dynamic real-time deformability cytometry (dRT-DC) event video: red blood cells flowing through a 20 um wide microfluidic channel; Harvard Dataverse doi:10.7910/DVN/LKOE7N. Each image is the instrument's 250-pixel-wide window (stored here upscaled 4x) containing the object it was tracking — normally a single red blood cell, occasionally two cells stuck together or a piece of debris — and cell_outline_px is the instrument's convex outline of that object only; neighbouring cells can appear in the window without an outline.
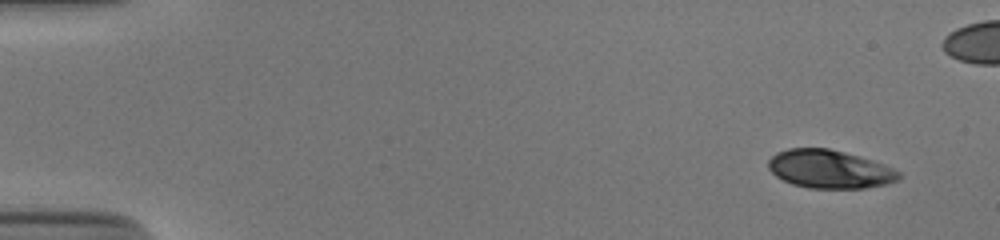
{"species": "human", "species_latin": "Homo sapiens", "temperature_condition": "cold", "stored_images_in_passage": 51, "camera_frame_rate_fps": 3000, "um_per_image_px": 0.085, "donor": {"sex": "male"}, "frame": {"image": 1, "passage_image": 1, "time_ms": 0.0, "image_size_px": [1000, 240], "cell_outline_px": [[900, 180], [884, 184], [864, 188], [808, 188], [792, 184], [776, 176], [768, 168], [768, 160], [776, 152], [788, 148], [828, 148], [844, 152], [872, 160], [884, 164], [900, 172]], "centroid_in_image_um": [70.5, 14.37], "position_along_channel_um": 14.5, "area_um2": 29.07}}
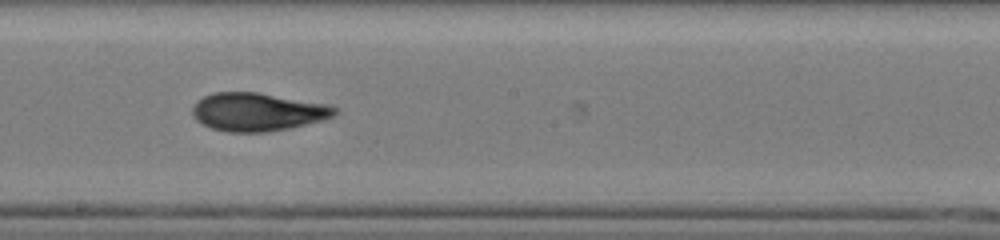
{"frame": {"image": 2, "passage_image": 28, "time_ms": 9.0, "image_size_px": [1000, 240], "cell_outline_px": [[340, 112], [324, 120], [288, 128], [264, 132], [228, 132], [212, 128], [196, 120], [192, 112], [192, 104], [196, 100], [204, 96], [216, 92], [256, 92], [328, 104], [340, 108]], "centroid_in_image_um": [21.91, 9.5], "position_along_channel_um": 226.3, "area_um2": 31.73}}
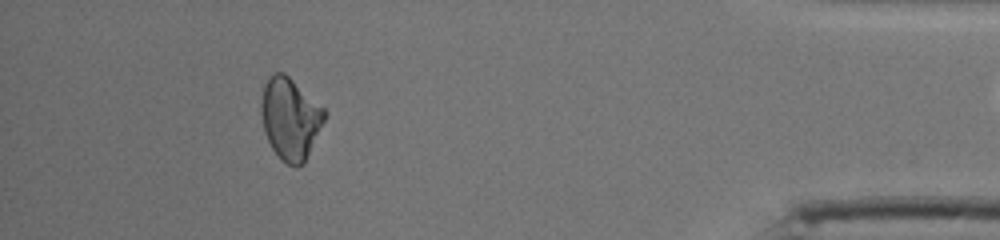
{"frame": {"image": 3, "passage_image": 46, "time_ms": 15.0, "image_size_px": [1000, 240], "cell_outline_px": [[328, 112], [304, 164], [296, 168], [280, 160], [272, 148], [264, 132], [260, 116], [260, 100], [264, 84], [268, 76], [276, 72], [284, 72], [324, 108]], "centroid_in_image_um": [24.64, 10.08], "position_along_channel_um": 410.6, "area_um2": 30.46}}